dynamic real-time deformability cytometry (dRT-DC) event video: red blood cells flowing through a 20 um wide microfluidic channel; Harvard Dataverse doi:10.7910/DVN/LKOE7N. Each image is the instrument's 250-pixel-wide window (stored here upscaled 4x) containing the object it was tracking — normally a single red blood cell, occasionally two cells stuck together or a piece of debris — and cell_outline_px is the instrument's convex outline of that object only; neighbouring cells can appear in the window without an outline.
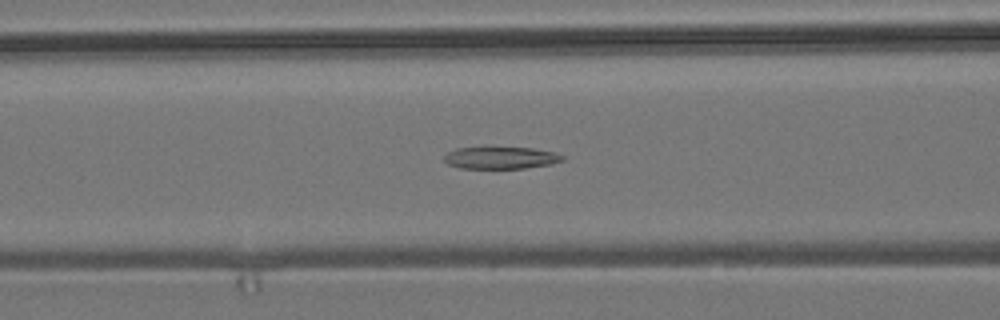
{"species": "common noctule bat (a hibernating species)", "species_latin": "Nyctalus noctula", "temperature_condition": "room temperature", "stored_images_in_passage": 48, "camera_frame_rate_fps": 3000, "um_per_image_px": 0.085, "animal": {"sex": "male", "body_mass_g": 19.2, "forearm_length_mm": 51.8}, "frame": {"image": 1, "passage_image": 14, "time_ms": 4.333, "image_size_px": [1000, 320], "cell_outline_px": [[564, 160], [548, 164], [524, 168], [460, 168], [448, 164], [444, 160], [444, 156], [448, 152], [456, 148], [484, 144], [488, 144], [532, 148], [556, 152], [564, 156]], "centroid_in_image_um": [42.51, 13.35], "position_along_channel_um": 124.1, "area_um2": 16.13}}
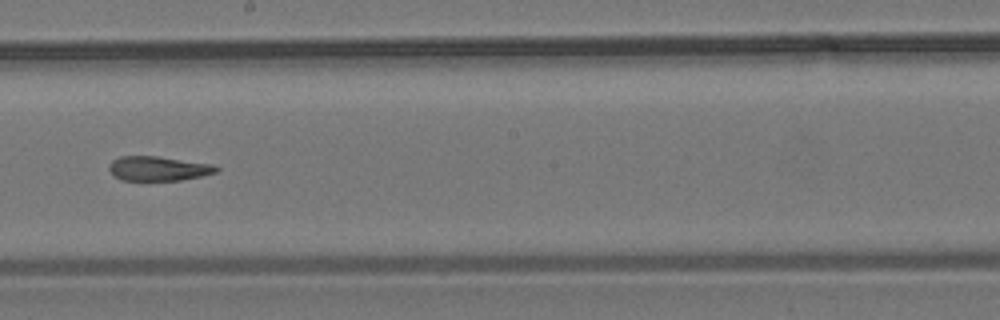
{"frame": {"image": 2, "passage_image": 23, "time_ms": 7.333, "image_size_px": [1000, 320], "cell_outline_px": [[220, 168], [216, 172], [200, 176], [180, 180], [120, 180], [108, 168], [108, 164], [112, 160], [120, 156], [156, 156], [212, 164]], "centroid_in_image_um": [13.43, 14.32], "position_along_channel_um": 234.8, "area_um2": 15.14}}
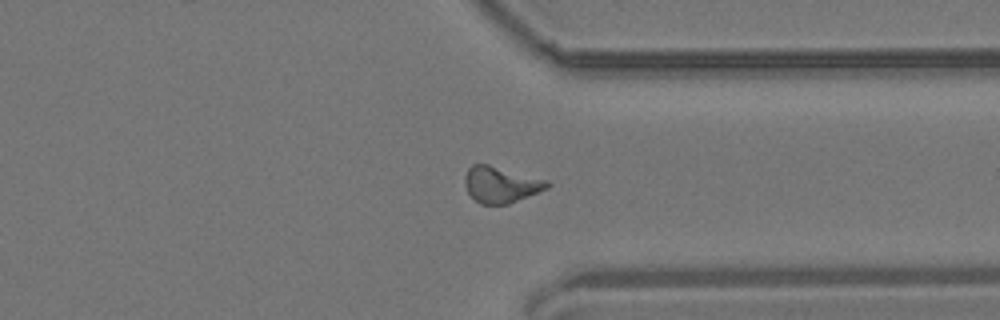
{"frame": {"image": 3, "passage_image": 34, "time_ms": 11.0, "image_size_px": [1000, 320], "cell_outline_px": [[552, 184], [548, 188], [508, 204], [480, 204], [468, 192], [464, 184], [464, 176], [468, 168], [472, 164], [488, 164], [548, 180]], "centroid_in_image_um": [42.57, 15.68], "position_along_channel_um": 368.8, "area_um2": 17.34}, "authors_computed_cell_mechanics": {"area_um2": 16.5019, "velocity_mm_per_s": 3.6969, "shape_relaxation_time_tau1_ms": null, "shape_relaxation_time_tau2_ms": 6.6928, "deformation_change_tau1": null, "deformation_change_tau2": 0.1302}}